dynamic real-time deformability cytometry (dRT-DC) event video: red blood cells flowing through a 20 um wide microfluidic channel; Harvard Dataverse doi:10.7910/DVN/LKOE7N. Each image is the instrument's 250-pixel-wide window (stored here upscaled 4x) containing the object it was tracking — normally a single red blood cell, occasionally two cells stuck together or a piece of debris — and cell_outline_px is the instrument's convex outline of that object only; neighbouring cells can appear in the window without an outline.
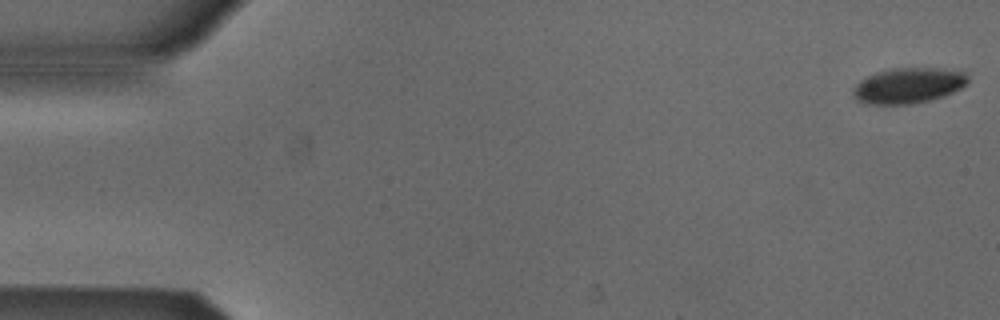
{"species": "Egyptian fruit bat (a non-hibernating species)", "species_latin": "Rousettus aegyptiacus", "temperature_condition": "cold", "stored_images_in_passage": 53, "camera_frame_rate_fps": 3000, "um_per_image_px": 0.085, "animal": {"sex": "male"}, "frame": {"image": 1, "passage_image": 1, "time_ms": 0.0, "image_size_px": [1000, 320], "cell_outline_px": [[968, 84], [944, 96], [912, 104], [868, 104], [856, 100], [852, 92], [856, 84], [860, 80], [868, 76], [892, 68], [936, 68], [964, 72], [968, 76]], "centroid_in_image_um": [77.21, 7.28], "position_along_channel_um": 7.8, "area_um2": 23.58}}
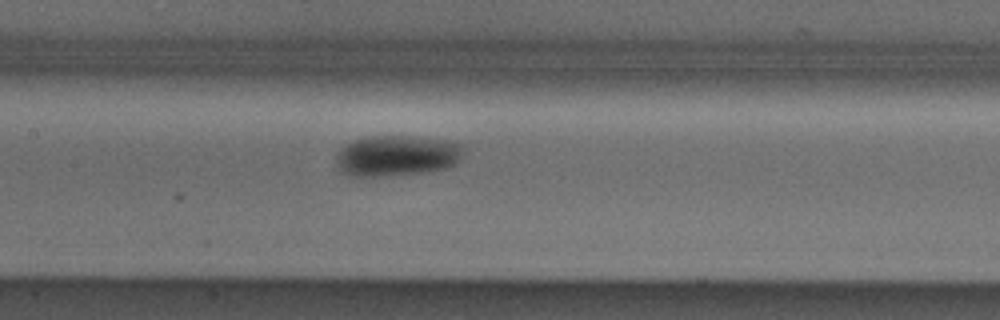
{"frame": {"image": 2, "passage_image": 25, "time_ms": 8.0, "image_size_px": [1000, 320], "cell_outline_px": [[464, 144], [460, 156], [452, 164], [444, 168], [424, 172], [388, 176], [348, 176], [340, 172], [336, 164], [336, 152], [348, 144], [356, 140], [368, 136], [412, 136], [444, 140]], "centroid_in_image_um": [33.66, 13.24], "position_along_channel_um": 173.7, "area_um2": 30.11}}
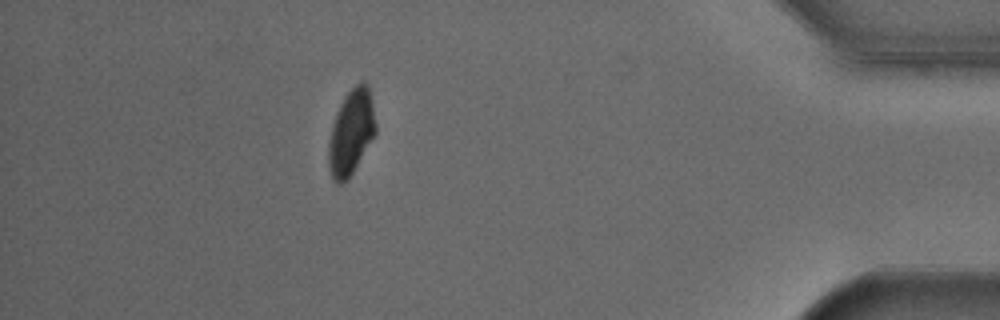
{"frame": {"image": 3, "passage_image": 47, "time_ms": 15.333, "image_size_px": [1000, 320], "cell_outline_px": [[376, 132], [348, 180], [340, 184], [336, 184], [332, 180], [328, 168], [328, 144], [332, 124], [336, 112], [344, 96], [360, 80], [364, 80], [368, 84], [372, 100], [376, 124]], "centroid_in_image_um": [29.83, 11.24], "position_along_channel_um": 405.4, "area_um2": 23.64}, "authors_computed_cell_mechanics": {"area_um2": 26.0678, "velocity_mm_per_s": 3.8533, "shape_relaxation_time_tau1_ms": 2.2855, "shape_relaxation_time_tau2_ms": null, "deformation_change_tau1": 0.1005, "deformation_change_tau2": null}}